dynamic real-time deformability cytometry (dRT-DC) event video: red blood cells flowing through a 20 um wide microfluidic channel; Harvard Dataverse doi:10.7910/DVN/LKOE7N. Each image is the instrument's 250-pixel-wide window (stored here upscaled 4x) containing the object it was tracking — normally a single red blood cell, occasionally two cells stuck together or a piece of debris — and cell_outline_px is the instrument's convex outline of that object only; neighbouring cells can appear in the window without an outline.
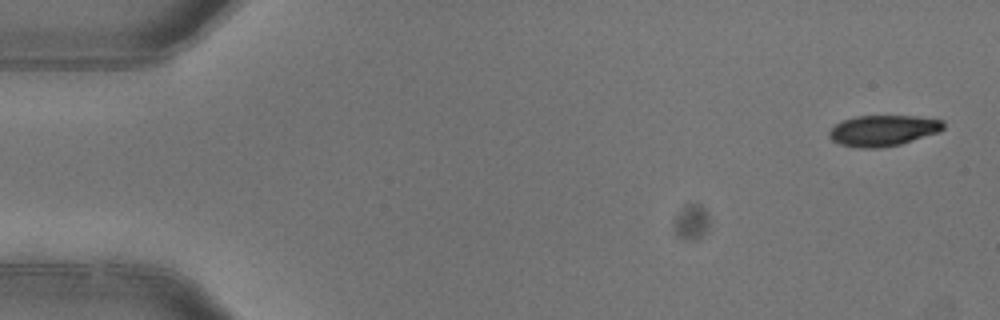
{"species": "common noctule bat (a hibernating species)", "species_latin": "Nyctalus noctula", "temperature_condition": "warm", "stored_images_in_passage": 6, "camera_frame_rate_fps": 3000, "um_per_image_px": 0.085, "animal": {"sex": "female"}, "frame": {"image": 1, "passage_image": 1, "time_ms": 0.0, "image_size_px": [1000, 320], "cell_outline_px": [[944, 128], [940, 132], [900, 144], [880, 148], [860, 148], [840, 144], [832, 140], [828, 136], [828, 132], [836, 124], [844, 120], [856, 116], [916, 116], [944, 120]], "centroid_in_image_um": [75.08, 11.1], "position_along_channel_um": 9.9, "area_um2": 20.58}}
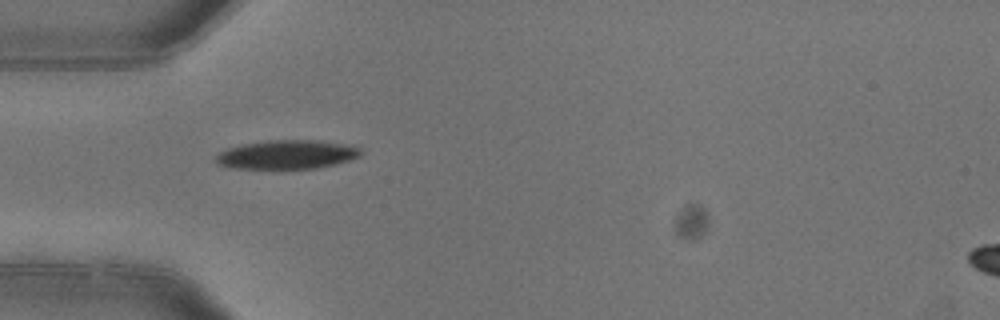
{"frame": {"image": 2, "passage_image": 4, "time_ms": 1.0, "image_size_px": [1000, 320], "cell_outline_px": [[360, 156], [336, 164], [316, 168], [228, 168], [216, 164], [216, 156], [224, 148], [244, 144], [268, 140], [320, 140], [352, 144], [360, 148]], "centroid_in_image_um": [24.39, 13.12], "position_along_channel_um": 60.6, "area_um2": 24.57}}